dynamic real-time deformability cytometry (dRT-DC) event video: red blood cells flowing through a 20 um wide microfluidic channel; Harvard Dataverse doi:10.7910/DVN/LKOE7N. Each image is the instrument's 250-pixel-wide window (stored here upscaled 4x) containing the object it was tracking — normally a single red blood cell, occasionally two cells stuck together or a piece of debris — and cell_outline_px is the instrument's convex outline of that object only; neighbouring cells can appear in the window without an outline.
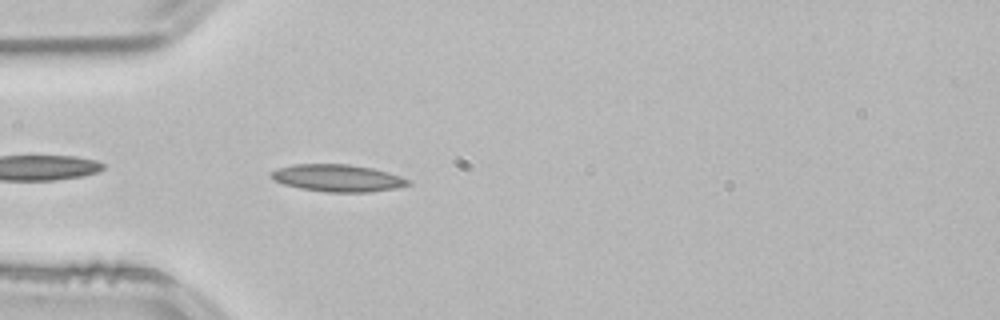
{"species": "common noctule bat (a hibernating species)", "species_latin": "Nyctalus noctula", "temperature_condition": "room temperature", "stored_images_in_passage": 38, "camera_frame_rate_fps": 3000, "um_per_image_px": 0.085, "animal": {"sex": "male", "body_mass_g": 21.5, "forearm_length_mm": 52.0}, "frame": {"image": 1, "passage_image": 1, "time_ms": 0.0, "image_size_px": [1000, 320], "cell_outline_px": [[412, 184], [396, 188], [368, 192], [328, 192], [300, 188], [284, 184], [272, 180], [268, 176], [268, 172], [276, 168], [292, 164], [348, 164], [372, 168], [388, 172], [412, 180]], "centroid_in_image_um": [28.66, 15.13], "position_along_channel_um": 56.3, "area_um2": 21.96}, "authors_computed_cell_mechanics": {"area_um2": 19.363, "velocity_mm_per_s": 3.8299, "shape_relaxation_time_tau1_ms": null, "shape_relaxation_time_tau2_ms": 5.832, "deformation_change_tau1": null, "deformation_change_tau2": 0.131}}